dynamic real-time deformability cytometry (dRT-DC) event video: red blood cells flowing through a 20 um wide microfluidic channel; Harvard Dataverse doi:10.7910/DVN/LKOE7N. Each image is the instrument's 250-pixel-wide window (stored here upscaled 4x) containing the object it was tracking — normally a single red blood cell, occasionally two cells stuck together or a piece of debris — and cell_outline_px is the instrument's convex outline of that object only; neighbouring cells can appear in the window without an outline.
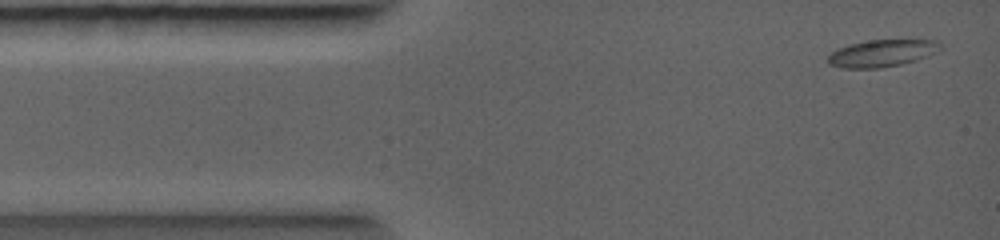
{"species": "common noctule bat (a hibernating species)", "species_latin": "Nyctalus noctula", "temperature_condition": "warm", "stored_images_in_passage": 4, "camera_frame_rate_fps": 5000, "um_per_image_px": 0.085, "animal": {"sex": "female", "body_mass_g": 19.0, "forearm_length_mm": 56.7}, "frame": {"image": 1, "passage_image": 1, "time_ms": 0.0, "image_size_px": [1000, 240], "cell_outline_px": [[944, 48], [928, 56], [916, 60], [900, 64], [880, 68], [840, 68], [828, 64], [828, 56], [836, 48], [848, 44], [868, 40], [936, 40]], "centroid_in_image_um": [74.95, 4.52], "position_along_channel_um": 10.1, "area_um2": 17.86}}